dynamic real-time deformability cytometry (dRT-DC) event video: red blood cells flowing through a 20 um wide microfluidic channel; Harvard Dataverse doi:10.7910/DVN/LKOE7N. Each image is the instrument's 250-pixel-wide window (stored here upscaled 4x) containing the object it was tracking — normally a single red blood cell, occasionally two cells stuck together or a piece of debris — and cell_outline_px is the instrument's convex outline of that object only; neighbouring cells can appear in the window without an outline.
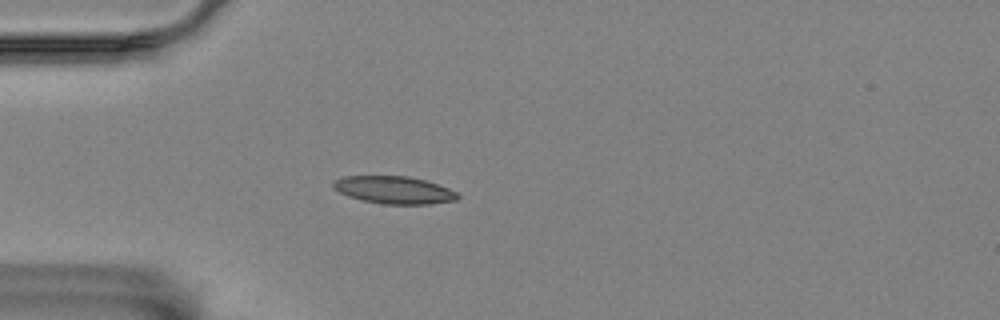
{"species": "Egyptian fruit bat (a non-hibernating species)", "species_latin": "Rousettus aegyptiacus", "temperature_condition": "room temperature", "stored_images_in_passage": 2, "camera_frame_rate_fps": 3000, "um_per_image_px": 0.085, "animal": {"sex": "female"}, "frame": {"image": 1, "passage_image": 1, "time_ms": 0.0, "image_size_px": [1000, 320], "cell_outline_px": [[460, 196], [456, 200], [428, 204], [380, 204], [348, 196], [332, 188], [332, 184], [336, 180], [344, 176], [408, 176], [424, 180], [448, 188], [456, 192]], "centroid_in_image_um": [33.48, 16.15], "position_along_channel_um": 51.5, "area_um2": 19.77}}